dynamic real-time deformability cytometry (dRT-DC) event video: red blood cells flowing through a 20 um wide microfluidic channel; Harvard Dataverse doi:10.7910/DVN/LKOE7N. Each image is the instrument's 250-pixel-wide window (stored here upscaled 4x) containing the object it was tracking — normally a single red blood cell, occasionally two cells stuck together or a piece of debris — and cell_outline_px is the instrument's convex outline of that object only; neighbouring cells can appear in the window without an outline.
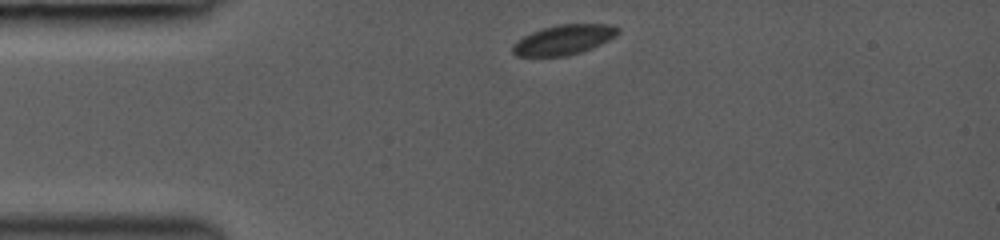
{"species": "common noctule bat (a hibernating species)", "species_latin": "Nyctalus noctula", "temperature_condition": "room temperature", "stored_images_in_passage": 19, "camera_frame_rate_fps": 3000, "um_per_image_px": 0.085, "animal": {"sex": "female", "body_mass_g": 19.0, "forearm_length_mm": 53.3}, "frame": {"image": 1, "passage_image": 1, "time_ms": 0.0, "image_size_px": [1000, 240], "cell_outline_px": [[620, 32], [616, 36], [592, 48], [568, 56], [516, 56], [512, 52], [512, 44], [516, 40], [532, 32], [544, 28], [560, 24], [612, 24], [620, 28]], "centroid_in_image_um": [47.93, 3.38], "position_along_channel_um": 37.1, "area_um2": 18.38}}
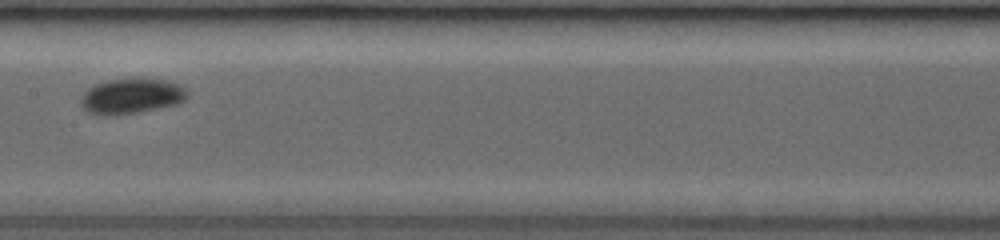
{"frame": {"image": 2, "passage_image": 11, "time_ms": 4.667, "image_size_px": [1000, 240], "cell_outline_px": [[188, 96], [184, 100], [176, 104], [116, 116], [100, 116], [88, 112], [80, 104], [80, 96], [88, 88], [96, 84], [108, 80], [140, 76], [164, 80], [176, 84], [184, 88], [188, 92]], "centroid_in_image_um": [11.12, 8.15], "position_along_channel_um": 196.3, "area_um2": 22.31}}
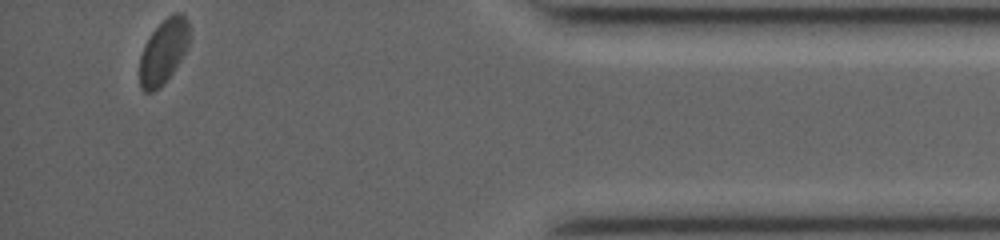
{"frame": {"image": 3, "passage_image": 19, "time_ms": 11.0, "image_size_px": [1000, 240], "cell_outline_px": [[188, 44], [180, 60], [172, 72], [152, 92], [144, 92], [140, 88], [140, 56], [144, 44], [152, 32], [172, 12], [184, 12], [188, 16]], "centroid_in_image_um": [13.89, 4.31], "position_along_channel_um": 421.3, "area_um2": 18.32}, "authors_computed_cell_mechanics": {"area_um2": 20.1722, "velocity_mm_per_s": 4.1466, "shape_relaxation_time_tau1_ms": 3.654, "shape_relaxation_time_tau2_ms": null, "deformation_change_tau1": 0.0458, "deformation_change_tau2": null}}